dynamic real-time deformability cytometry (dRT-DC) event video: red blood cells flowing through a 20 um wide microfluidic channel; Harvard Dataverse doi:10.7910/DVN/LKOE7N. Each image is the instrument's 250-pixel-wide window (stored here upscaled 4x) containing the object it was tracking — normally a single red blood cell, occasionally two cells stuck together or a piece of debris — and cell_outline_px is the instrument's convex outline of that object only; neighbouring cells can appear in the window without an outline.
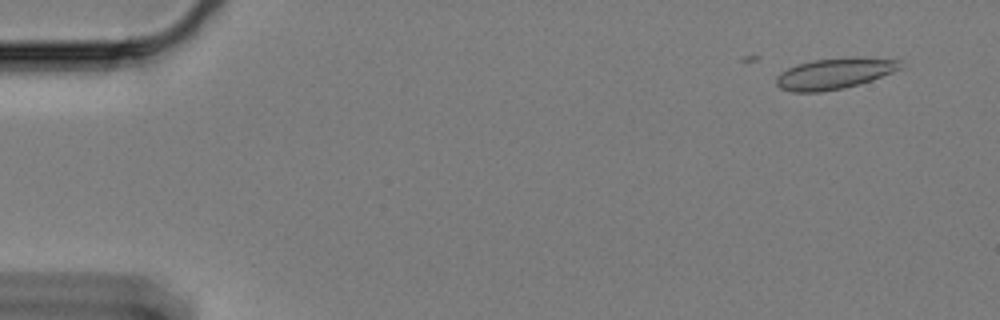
{"species": "Egyptian fruit bat (a non-hibernating species)", "species_latin": "Rousettus aegyptiacus", "temperature_condition": "cold", "stored_images_in_passage": 10, "camera_frame_rate_fps": 3000, "um_per_image_px": 0.085, "animal": {"sex": "female"}, "frame": {"image": 1, "passage_image": 2, "time_ms": 0.333, "image_size_px": [1000, 320], "cell_outline_px": [[900, 68], [892, 72], [872, 80], [860, 84], [844, 88], [820, 92], [792, 92], [780, 88], [776, 84], [776, 76], [780, 72], [788, 68], [812, 60], [852, 56], [856, 56], [900, 60]], "centroid_in_image_um": [70.91, 6.25], "position_along_channel_um": 14.1, "area_um2": 22.48}}